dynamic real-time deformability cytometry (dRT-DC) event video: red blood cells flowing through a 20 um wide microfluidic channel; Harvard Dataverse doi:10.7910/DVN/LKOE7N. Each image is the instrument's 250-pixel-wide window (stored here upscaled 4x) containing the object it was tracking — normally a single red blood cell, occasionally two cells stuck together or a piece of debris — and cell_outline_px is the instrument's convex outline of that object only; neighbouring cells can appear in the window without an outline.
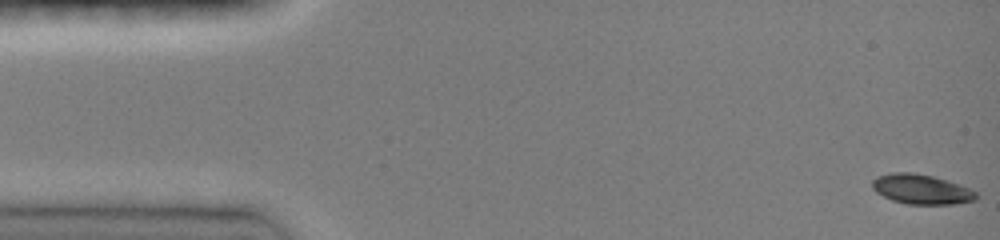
{"species": "common noctule bat (a hibernating species)", "species_latin": "Nyctalus noctula", "temperature_condition": "room temperature", "stored_images_in_passage": 47, "camera_frame_rate_fps": 3000, "um_per_image_px": 0.085, "animal": {"sex": "female", "body_mass_g": 19.0, "forearm_length_mm": 51.5}, "frame": {"image": 1, "passage_image": 1, "time_ms": 0.0, "image_size_px": [1000, 240], "cell_outline_px": [[976, 200], [956, 204], [908, 204], [892, 200], [876, 192], [872, 188], [872, 180], [876, 176], [892, 172], [912, 172], [932, 176], [960, 184], [976, 192]], "centroid_in_image_um": [78.29, 16.08], "position_along_channel_um": 6.7, "area_um2": 18.03}}
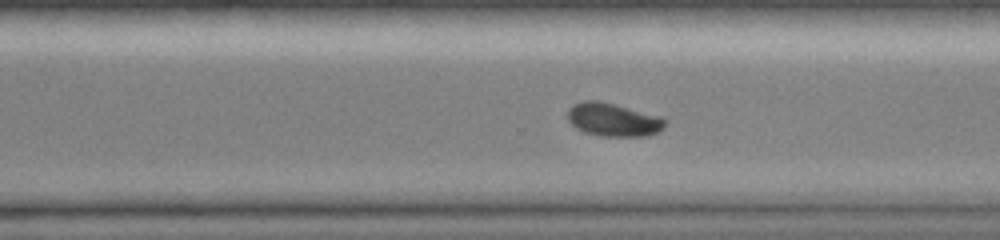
{"frame": {"image": 2, "passage_image": 33, "time_ms": 10.667, "image_size_px": [1000, 240], "cell_outline_px": [[668, 120], [664, 128], [648, 136], [600, 136], [584, 132], [576, 128], [568, 120], [568, 108], [572, 104], [584, 100], [600, 100], [660, 116]], "centroid_in_image_um": [52.12, 10.17], "position_along_channel_um": 318.5, "area_um2": 19.07}}
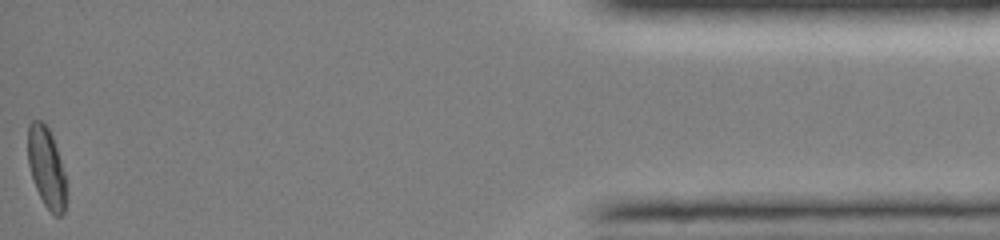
{"frame": {"image": 3, "passage_image": 47, "time_ms": 15.333, "image_size_px": [1000, 240], "cell_outline_px": [[64, 212], [60, 216], [56, 216], [44, 204], [36, 188], [28, 164], [28, 124], [32, 120], [40, 120], [48, 128], [52, 136], [60, 160], [64, 176]], "centroid_in_image_um": [3.91, 14.19], "position_along_channel_um": 431.3, "area_um2": 17.28}, "authors_computed_cell_mechanics": {"area_um2": 18.5538, "velocity_mm_per_s": 4.0946, "shape_relaxation_time_tau1_ms": 5.7639, "shape_relaxation_time_tau2_ms": null, "deformation_change_tau1": 0.1505, "deformation_change_tau2": null}}